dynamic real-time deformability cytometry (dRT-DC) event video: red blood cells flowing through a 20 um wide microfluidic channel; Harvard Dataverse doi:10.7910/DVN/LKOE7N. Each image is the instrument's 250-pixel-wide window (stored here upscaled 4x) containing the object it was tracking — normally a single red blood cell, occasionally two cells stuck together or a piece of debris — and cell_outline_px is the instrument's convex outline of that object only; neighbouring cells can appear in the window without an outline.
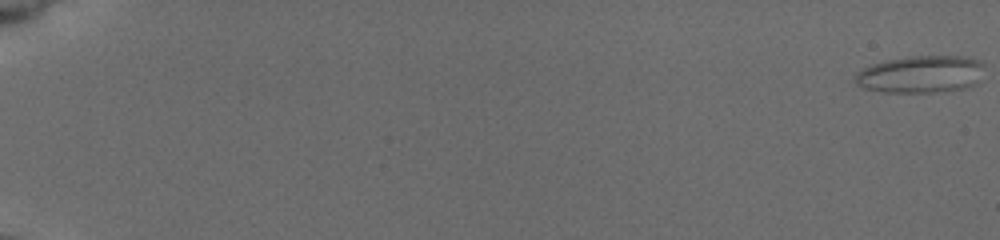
{"species": "common noctule bat (a hibernating species)", "species_latin": "Nyctalus noctula", "temperature_condition": "cold", "stored_images_in_passage": 17, "camera_frame_rate_fps": 3000, "um_per_image_px": 0.085, "animal": {"sex": "female", "body_mass_g": 19.5, "forearm_length_mm": 54.1}, "frame": {"image": 1, "passage_image": 1, "time_ms": 0.0, "image_size_px": [1000, 240], "cell_outline_px": [[984, 64], [976, 84], [968, 88], [944, 92], [884, 92], [864, 88], [856, 84], [856, 72], [872, 64], [888, 60], [908, 56], [960, 56], [980, 60]], "centroid_in_image_um": [78.29, 6.32], "position_along_channel_um": 6.7, "area_um2": 28.09}}
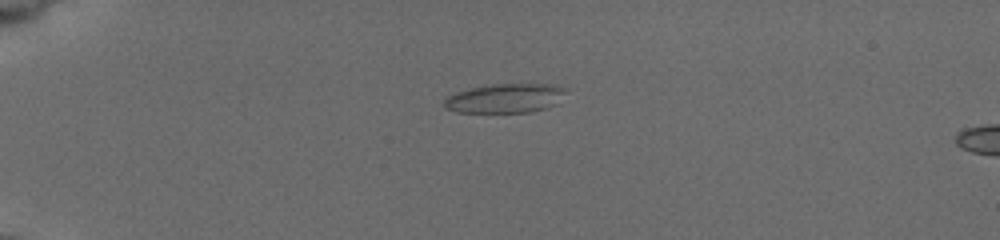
{"frame": {"image": 2, "passage_image": 15, "time_ms": 5.333, "image_size_px": [1000, 240], "cell_outline_px": [[564, 92], [556, 104], [544, 108], [528, 112], [456, 112], [444, 108], [444, 100], [448, 96], [456, 92], [472, 88], [496, 84], [556, 84], [564, 88]], "centroid_in_image_um": [42.9, 8.35], "position_along_channel_um": 42.1, "area_um2": 20.4}}